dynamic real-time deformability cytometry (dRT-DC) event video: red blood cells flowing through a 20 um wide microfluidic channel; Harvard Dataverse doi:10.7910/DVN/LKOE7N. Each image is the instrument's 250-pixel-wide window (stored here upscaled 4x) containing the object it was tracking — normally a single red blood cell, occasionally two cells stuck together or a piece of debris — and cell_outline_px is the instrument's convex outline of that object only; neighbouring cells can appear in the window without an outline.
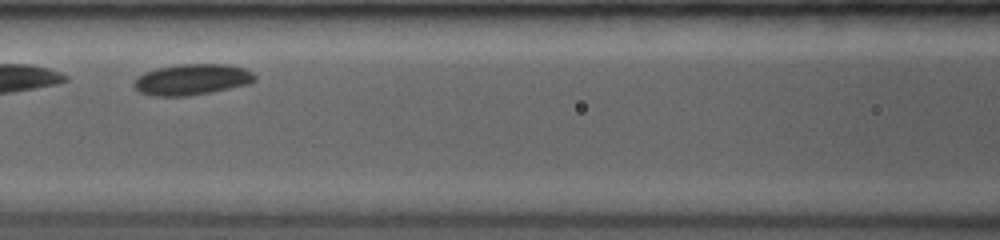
{"species": "common noctule bat (a hibernating species)", "species_latin": "Nyctalus noctula", "temperature_condition": "room temperature", "stored_images_in_passage": 18, "camera_frame_rate_fps": 3500, "um_per_image_px": 0.085, "animal": {"sex": "female", "body_mass_g": 19.0, "forearm_length_mm": 53.3}, "frame": {"image": 1, "passage_image": 12, "time_ms": 6.286, "image_size_px": [1000, 240], "cell_outline_px": [[256, 80], [252, 84], [208, 92], [184, 96], [152, 96], [140, 92], [132, 84], [140, 76], [156, 68], [176, 64], [228, 64], [244, 68], [252, 72], [256, 76]], "centroid_in_image_um": [16.37, 6.75], "position_along_channel_um": 150.2, "area_um2": 21.73}}
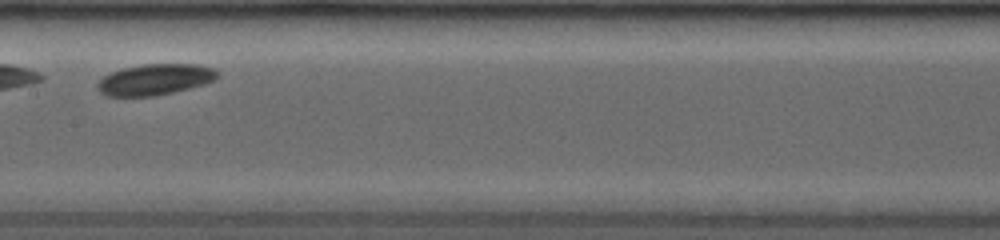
{"frame": {"image": 2, "passage_image": 13, "time_ms": 7.429, "image_size_px": [1000, 240], "cell_outline_px": [[216, 80], [204, 84], [172, 92], [152, 96], [108, 96], [100, 92], [96, 88], [96, 84], [104, 76], [120, 68], [140, 64], [196, 64], [216, 68]], "centroid_in_image_um": [13.14, 6.74], "position_along_channel_um": 194.3, "area_um2": 21.68}}